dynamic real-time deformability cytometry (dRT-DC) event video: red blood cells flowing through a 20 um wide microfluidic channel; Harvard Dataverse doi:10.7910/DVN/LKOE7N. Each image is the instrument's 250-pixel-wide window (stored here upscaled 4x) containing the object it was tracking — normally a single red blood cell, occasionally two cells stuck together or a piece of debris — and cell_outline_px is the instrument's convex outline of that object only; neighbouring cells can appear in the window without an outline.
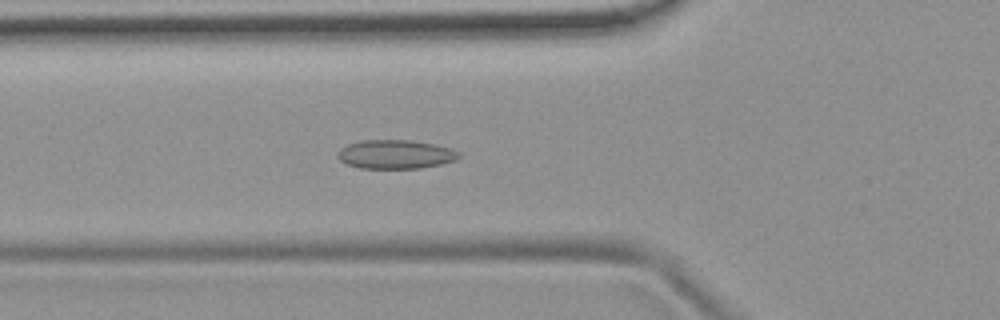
{"species": "common noctule bat (a hibernating species)", "species_latin": "Nyctalus noctula", "temperature_condition": "room temperature", "stored_images_in_passage": 54, "camera_frame_rate_fps": 3000, "um_per_image_px": 0.085, "animal": {"sex": "female", "body_mass_g": 19.9}, "frame": {"image": 1, "passage_image": 19, "time_ms": 6.0, "image_size_px": [1000, 320], "cell_outline_px": [[460, 156], [456, 160], [440, 164], [420, 168], [360, 168], [348, 164], [340, 160], [336, 156], [340, 148], [348, 144], [360, 140], [412, 140], [452, 148], [460, 152]], "centroid_in_image_um": [33.62, 13.11], "position_along_channel_um": 92.2, "area_um2": 20.4}}
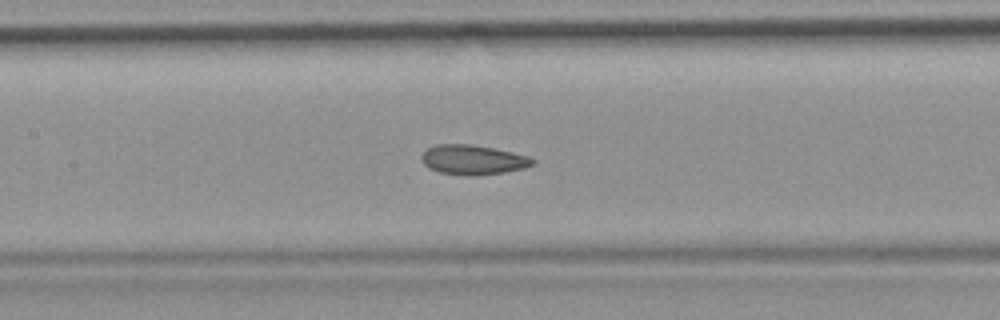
{"frame": {"image": 2, "passage_image": 25, "time_ms": 8.0, "image_size_px": [1000, 320], "cell_outline_px": [[536, 160], [532, 164], [524, 168], [504, 172], [476, 176], [464, 176], [440, 172], [428, 168], [420, 160], [420, 156], [428, 148], [436, 144], [468, 144], [492, 148], [512, 152], [528, 156]], "centroid_in_image_um": [40.16, 13.59], "position_along_channel_um": 167.2, "area_um2": 19.25}}
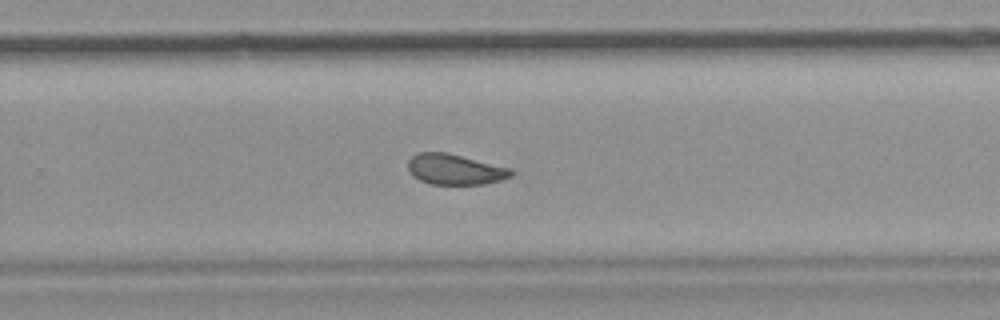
{"frame": {"image": 3, "passage_image": 35, "time_ms": 11.333, "image_size_px": [1000, 320], "cell_outline_px": [[516, 172], [512, 176], [500, 180], [484, 184], [432, 184], [420, 180], [412, 176], [408, 172], [408, 160], [416, 152], [444, 152], [512, 168]], "centroid_in_image_um": [38.67, 14.4], "position_along_channel_um": 291.1, "area_um2": 18.44}, "authors_computed_cell_mechanics": {"area_um2": 19.8254, "velocity_mm_per_s": 3.7405, "shape_relaxation_time_tau1_ms": null, "shape_relaxation_time_tau2_ms": 2.052, "deformation_change_tau1": null, "deformation_change_tau2": 0.0688}}